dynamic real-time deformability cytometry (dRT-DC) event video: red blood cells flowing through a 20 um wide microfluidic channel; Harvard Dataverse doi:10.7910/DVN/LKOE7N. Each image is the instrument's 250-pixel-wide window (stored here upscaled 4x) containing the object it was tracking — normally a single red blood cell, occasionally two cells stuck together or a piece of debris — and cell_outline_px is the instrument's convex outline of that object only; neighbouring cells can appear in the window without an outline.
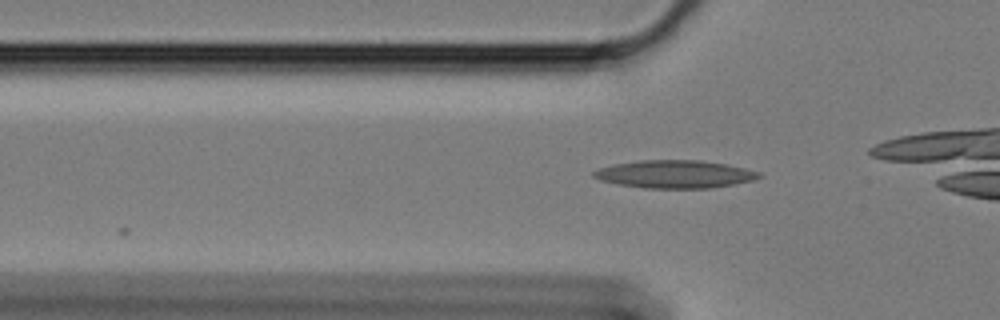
{"species": "Egyptian fruit bat (a non-hibernating species)", "species_latin": "Rousettus aegyptiacus", "temperature_condition": "cold", "stored_images_in_passage": 10, "camera_frame_rate_fps": 3000, "um_per_image_px": 0.085, "animal": {"sex": "female"}, "frame": {"image": 1, "passage_image": 3, "time_ms": 0.667, "image_size_px": [1000, 320], "cell_outline_px": [[764, 176], [752, 180], [712, 188], [644, 188], [616, 184], [600, 180], [592, 176], [592, 172], [600, 168], [616, 164], [644, 160], [700, 160], [728, 164], [760, 172]], "centroid_in_image_um": [57.37, 14.81], "position_along_channel_um": 68.4, "area_um2": 26.76}}
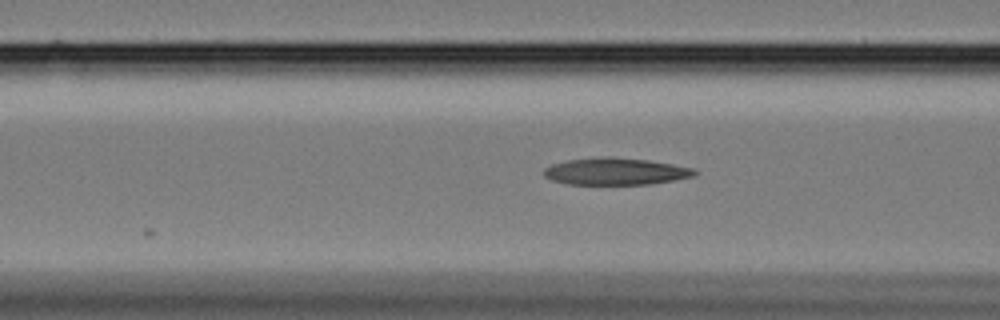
{"frame": {"image": 2, "passage_image": 7, "time_ms": 2.0, "image_size_px": [1000, 320], "cell_outline_px": [[700, 172], [696, 176], [676, 180], [648, 184], [568, 184], [552, 180], [544, 176], [544, 168], [552, 164], [568, 160], [604, 156], [612, 156], [648, 160], [696, 168]], "centroid_in_image_um": [52.39, 14.56], "position_along_channel_um": 114.2, "area_um2": 23.93}}
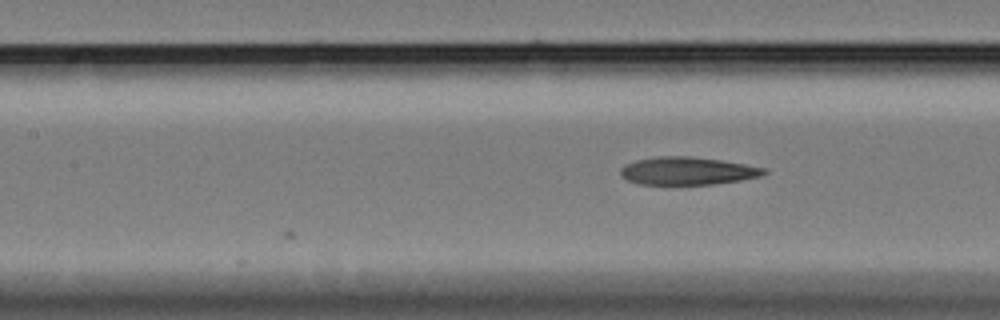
{"frame": {"image": 3, "passage_image": 10, "time_ms": 3.0, "image_size_px": [1000, 320], "cell_outline_px": [[768, 172], [760, 176], [740, 180], [712, 184], [640, 184], [628, 180], [620, 176], [620, 168], [624, 164], [636, 160], [656, 156], [688, 156], [720, 160], [744, 164], [764, 168]], "centroid_in_image_um": [58.38, 14.52], "position_along_channel_um": 149.0, "area_um2": 23.12}}